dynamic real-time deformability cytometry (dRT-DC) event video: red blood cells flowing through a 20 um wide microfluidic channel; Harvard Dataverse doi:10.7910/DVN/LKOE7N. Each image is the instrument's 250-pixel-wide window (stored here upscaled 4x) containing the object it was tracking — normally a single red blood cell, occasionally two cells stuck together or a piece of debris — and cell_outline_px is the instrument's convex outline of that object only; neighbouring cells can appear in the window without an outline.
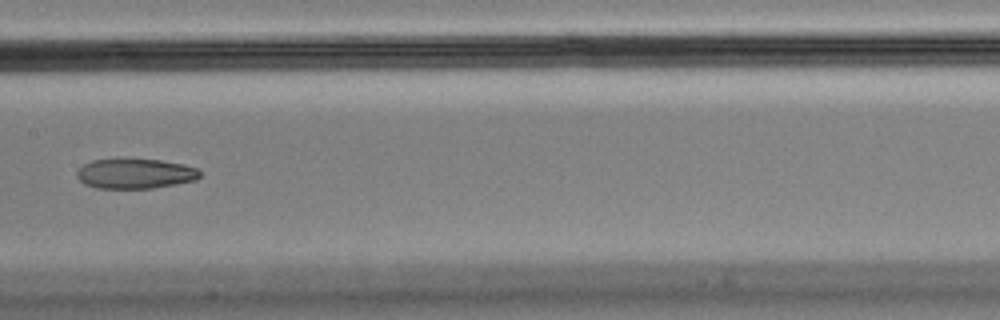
{"species": "Egyptian fruit bat (a non-hibernating species)", "species_latin": "Rousettus aegyptiacus", "temperature_condition": "cold", "stored_images_in_passage": 4, "camera_frame_rate_fps": 3000, "um_per_image_px": 0.085, "animal": {"sex": "male"}, "frame": {"image": 1, "passage_image": 4, "time_ms": 1.0, "image_size_px": [1000, 320], "cell_outline_px": [[200, 176], [196, 180], [176, 184], [152, 188], [96, 188], [84, 184], [76, 176], [76, 172], [84, 164], [92, 160], [120, 156], [160, 160], [184, 164], [196, 168], [200, 172]], "centroid_in_image_um": [11.45, 14.72], "position_along_channel_um": 196.0, "area_um2": 22.2}}